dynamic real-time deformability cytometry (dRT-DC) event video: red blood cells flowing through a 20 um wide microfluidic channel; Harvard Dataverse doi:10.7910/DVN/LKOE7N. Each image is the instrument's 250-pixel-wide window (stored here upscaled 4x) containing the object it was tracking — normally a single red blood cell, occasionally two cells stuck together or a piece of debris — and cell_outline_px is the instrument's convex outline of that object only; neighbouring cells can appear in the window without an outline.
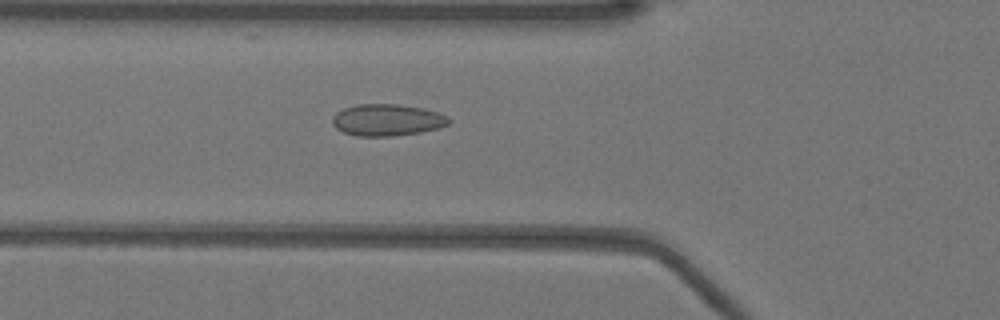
{"species": "Egyptian fruit bat (a non-hibernating species)", "species_latin": "Rousettus aegyptiacus", "temperature_condition": "warm", "stored_images_in_passage": 40, "camera_frame_rate_fps": 3000, "um_per_image_px": 0.085, "animal": {"sex": "female"}, "frame": {"image": 1, "passage_image": 13, "time_ms": 4.0, "image_size_px": [1000, 320], "cell_outline_px": [[452, 120], [448, 124], [440, 128], [420, 132], [392, 136], [356, 136], [344, 132], [336, 128], [332, 124], [332, 116], [336, 112], [344, 108], [356, 104], [396, 104], [420, 108], [436, 112], [448, 116]], "centroid_in_image_um": [32.89, 10.2], "position_along_channel_um": 92.9, "area_um2": 21.56}}
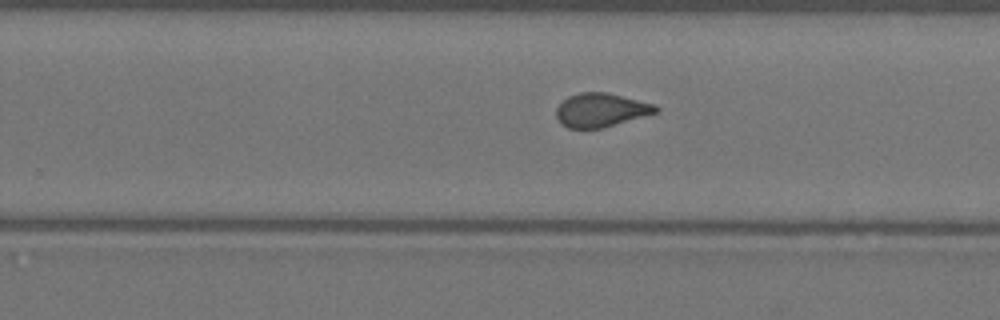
{"frame": {"image": 2, "passage_image": 27, "time_ms": 8.667, "image_size_px": [1000, 320], "cell_outline_px": [[660, 112], [600, 128], [568, 128], [560, 124], [556, 116], [556, 108], [568, 96], [580, 92], [608, 92], [656, 104], [660, 108]], "centroid_in_image_um": [51.1, 9.34], "position_along_channel_um": 278.7, "area_um2": 19.71}}
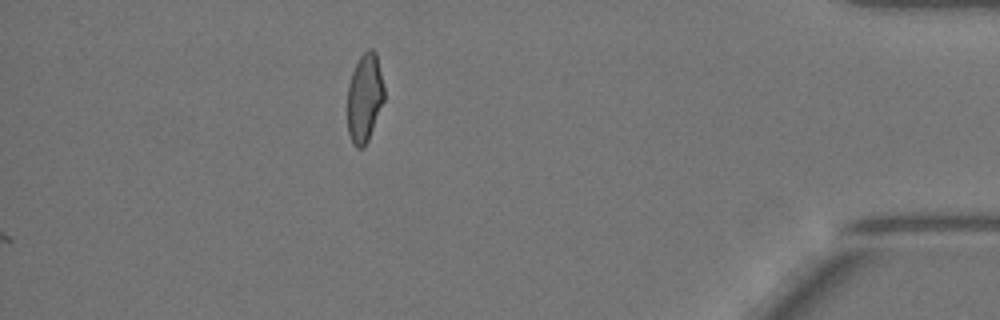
{"frame": {"image": 3, "passage_image": 40, "time_ms": 13.0, "image_size_px": [1000, 320], "cell_outline_px": [[384, 100], [368, 140], [364, 148], [356, 148], [352, 144], [348, 132], [348, 84], [352, 72], [360, 56], [368, 48], [372, 48], [376, 52], [384, 88]], "centroid_in_image_um": [30.98, 8.32], "position_along_channel_um": 404.2, "area_um2": 18.96}, "authors_computed_cell_mechanics": {"area_um2": 20.1144, "velocity_mm_per_s": 3.9777, "shape_relaxation_time_tau1_ms": null, "shape_relaxation_time_tau2_ms": 0.8736, "deformation_change_tau1": null, "deformation_change_tau2": 0.0614}}